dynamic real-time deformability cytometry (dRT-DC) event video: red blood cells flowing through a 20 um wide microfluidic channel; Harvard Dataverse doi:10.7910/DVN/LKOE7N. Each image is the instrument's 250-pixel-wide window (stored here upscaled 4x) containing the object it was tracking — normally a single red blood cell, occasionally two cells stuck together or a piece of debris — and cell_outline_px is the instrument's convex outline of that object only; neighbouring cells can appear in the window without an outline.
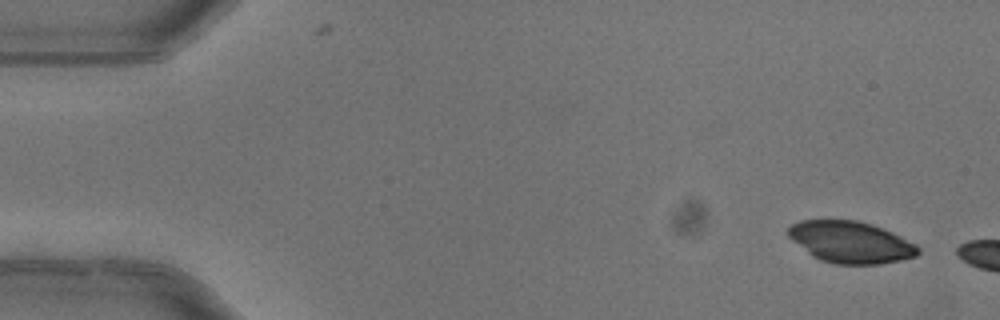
{"species": "common noctule bat (a hibernating species)", "species_latin": "Nyctalus noctula", "temperature_condition": "warm", "stored_images_in_passage": 2, "camera_frame_rate_fps": 3000, "um_per_image_px": 0.085, "animal": {"sex": "female"}, "frame": {"image": 1, "passage_image": 1, "time_ms": 0.0, "image_size_px": [1000, 320], "cell_outline_px": [[920, 252], [916, 256], [900, 260], [880, 264], [836, 264], [820, 260], [812, 256], [792, 240], [788, 236], [788, 228], [792, 224], [800, 220], [856, 220], [872, 224], [892, 232], [916, 244], [920, 248]], "centroid_in_image_um": [72.31, 20.58], "position_along_channel_um": 12.7, "area_um2": 31.5}}